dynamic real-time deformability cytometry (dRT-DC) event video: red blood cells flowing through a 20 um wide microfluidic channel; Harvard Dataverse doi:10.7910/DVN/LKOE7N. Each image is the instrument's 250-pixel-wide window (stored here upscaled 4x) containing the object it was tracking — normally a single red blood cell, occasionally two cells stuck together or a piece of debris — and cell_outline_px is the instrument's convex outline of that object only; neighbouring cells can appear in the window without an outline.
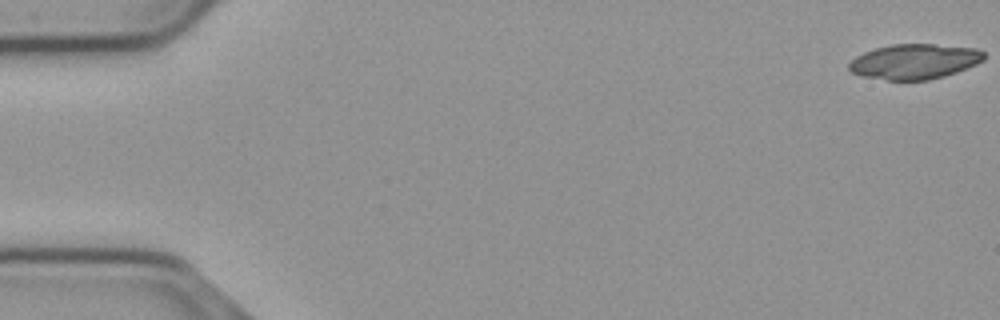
{"species": "common noctule bat (a hibernating species)", "species_latin": "Nyctalus noctula", "temperature_condition": "cold", "stored_images_in_passage": 19, "camera_frame_rate_fps": 3000, "um_per_image_px": 0.085, "animal": {"sex": "male", "body_mass_g": 23.1, "forearm_length_mm": 52.7}, "frame": {"image": 1, "passage_image": 1, "time_ms": 0.0, "image_size_px": [1000, 320], "cell_outline_px": [[984, 60], [976, 64], [956, 72], [944, 76], [928, 80], [888, 80], [860, 76], [852, 72], [848, 68], [848, 64], [856, 56], [864, 52], [876, 48], [892, 44], [936, 44], [976, 48], [984, 52]], "centroid_in_image_um": [77.72, 5.23], "position_along_channel_um": 7.3, "area_um2": 27.63}}